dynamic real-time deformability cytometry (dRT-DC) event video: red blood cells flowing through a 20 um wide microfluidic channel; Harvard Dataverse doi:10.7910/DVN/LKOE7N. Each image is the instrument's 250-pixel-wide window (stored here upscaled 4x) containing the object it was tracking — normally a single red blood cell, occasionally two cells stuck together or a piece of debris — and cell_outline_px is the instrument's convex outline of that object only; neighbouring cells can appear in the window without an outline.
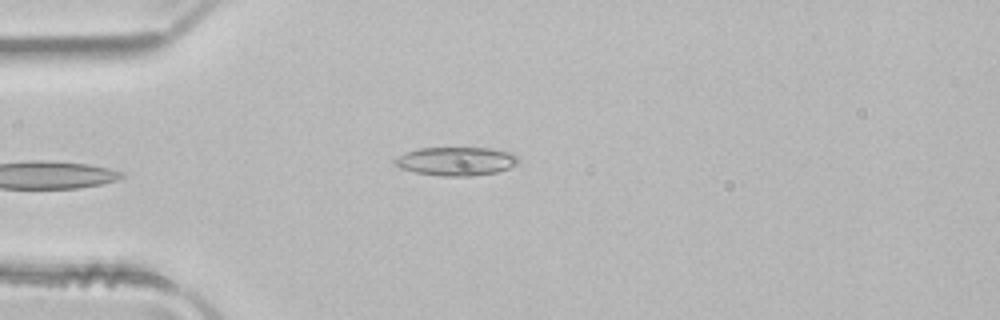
{"species": "common noctule bat (a hibernating species)", "species_latin": "Nyctalus noctula", "temperature_condition": "room temperature", "stored_images_in_passage": 3, "camera_frame_rate_fps": 3000, "um_per_image_px": 0.085, "animal": {"sex": "male", "body_mass_g": 21.5, "forearm_length_mm": 52.0}, "frame": {"image": 1, "passage_image": 3, "time_ms": 0.667, "image_size_px": [1000, 320], "cell_outline_px": [[520, 160], [516, 164], [508, 168], [496, 172], [472, 176], [440, 176], [416, 172], [400, 168], [392, 160], [404, 152], [420, 148], [492, 148], [512, 152]], "centroid_in_image_um": [38.77, 13.7], "position_along_channel_um": 46.2, "area_um2": 20.63}}